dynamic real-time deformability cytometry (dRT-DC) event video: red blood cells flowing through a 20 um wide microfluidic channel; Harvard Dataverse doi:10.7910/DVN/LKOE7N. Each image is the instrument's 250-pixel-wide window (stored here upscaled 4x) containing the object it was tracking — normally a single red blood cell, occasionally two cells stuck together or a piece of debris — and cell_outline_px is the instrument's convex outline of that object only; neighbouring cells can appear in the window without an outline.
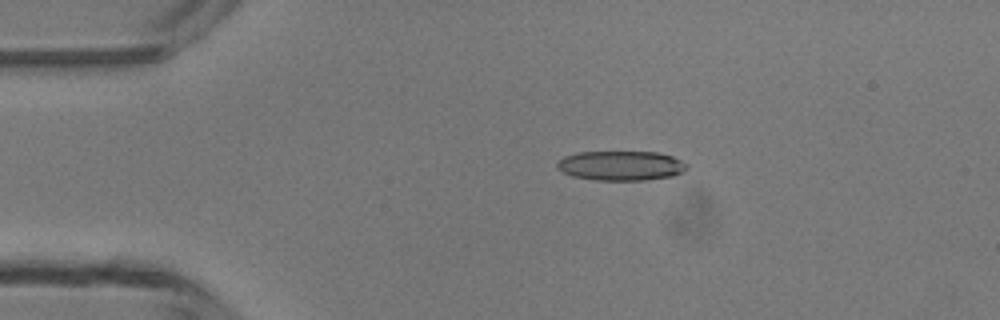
{"species": "common noctule bat (a hibernating species)", "species_latin": "Nyctalus noctula", "temperature_condition": "room temperature", "stored_images_in_passage": 2, "camera_frame_rate_fps": 3000, "um_per_image_px": 0.085, "animal": {"sex": "male", "body_mass_g": 13.3}, "frame": {"image": 1, "passage_image": 1, "time_ms": 0.0, "image_size_px": [1000, 320], "cell_outline_px": [[688, 168], [672, 176], [644, 180], [596, 180], [572, 176], [564, 172], [556, 164], [556, 160], [564, 156], [580, 152], [656, 152], [672, 156], [688, 164]], "centroid_in_image_um": [52.77, 14.08], "position_along_channel_um": 32.2, "area_um2": 22.25}}